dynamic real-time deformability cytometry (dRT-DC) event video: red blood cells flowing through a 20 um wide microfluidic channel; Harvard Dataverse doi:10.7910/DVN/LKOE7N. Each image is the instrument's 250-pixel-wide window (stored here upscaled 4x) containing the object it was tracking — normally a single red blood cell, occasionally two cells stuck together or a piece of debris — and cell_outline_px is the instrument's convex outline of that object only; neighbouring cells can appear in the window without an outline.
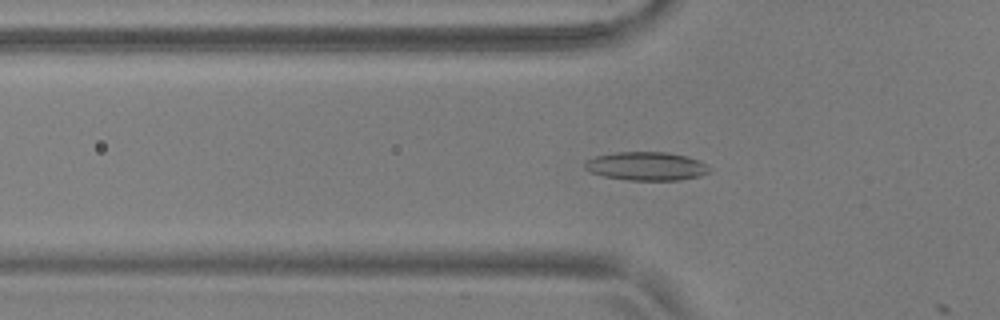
{"species": "common noctule bat (a hibernating species)", "species_latin": "Nyctalus noctula", "temperature_condition": "warm", "stored_images_in_passage": 20, "camera_frame_rate_fps": 3000, "um_per_image_px": 0.085, "animal": {"sex": "male", "body_mass_g": 17.9, "forearm_length_mm": 54.2}, "frame": {"image": 1, "passage_image": 19, "time_ms": 6.0, "image_size_px": [1000, 320], "cell_outline_px": [[712, 172], [700, 176], [680, 180], [628, 180], [604, 176], [588, 172], [584, 168], [584, 160], [596, 156], [616, 152], [668, 152], [688, 156], [700, 160], [708, 164], [712, 168]], "centroid_in_image_um": [54.98, 14.12], "position_along_channel_um": 70.8, "area_um2": 21.15}}